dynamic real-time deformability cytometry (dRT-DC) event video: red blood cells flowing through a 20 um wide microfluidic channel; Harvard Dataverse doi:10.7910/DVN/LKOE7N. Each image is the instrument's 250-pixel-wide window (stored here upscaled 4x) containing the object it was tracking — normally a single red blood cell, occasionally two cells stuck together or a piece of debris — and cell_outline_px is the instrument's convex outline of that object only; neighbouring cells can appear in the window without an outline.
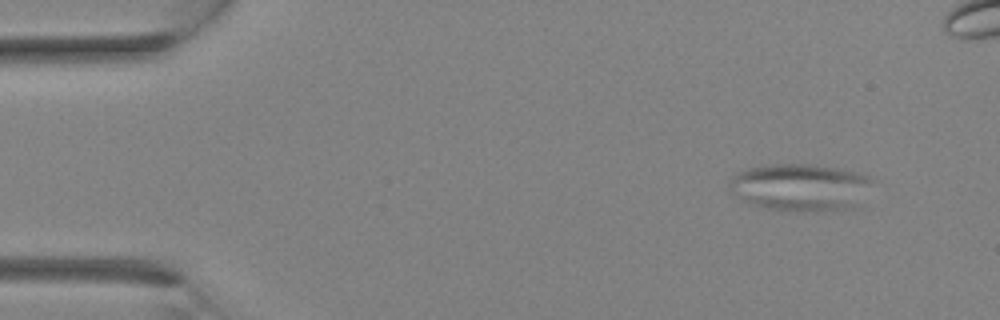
{"species": "Egyptian fruit bat (a non-hibernating species)", "species_latin": "Rousettus aegyptiacus", "temperature_condition": "room temperature", "stored_images_in_passage": 4, "camera_frame_rate_fps": 3000, "um_per_image_px": 0.085, "animal": {"sex": "female"}, "frame": {"image": 1, "passage_image": 1, "time_ms": 0.0, "image_size_px": [1000, 320], "cell_outline_px": [[872, 180], [856, 208], [832, 212], [796, 212], [768, 208], [752, 204], [740, 200], [728, 188], [728, 180], [736, 172], [748, 168], [772, 164], [808, 164], [836, 168], [856, 172], [868, 176]], "centroid_in_image_um": [67.99, 15.94], "position_along_channel_um": 17.0, "area_um2": 39.88}}